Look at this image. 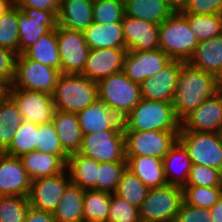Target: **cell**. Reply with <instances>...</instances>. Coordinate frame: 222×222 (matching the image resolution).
Instances as JSON below:
<instances>
[{"mask_svg": "<svg viewBox=\"0 0 222 222\" xmlns=\"http://www.w3.org/2000/svg\"><path fill=\"white\" fill-rule=\"evenodd\" d=\"M182 14H222V0H189Z\"/></svg>", "mask_w": 222, "mask_h": 222, "instance_id": "45", "label": "cell"}, {"mask_svg": "<svg viewBox=\"0 0 222 222\" xmlns=\"http://www.w3.org/2000/svg\"><path fill=\"white\" fill-rule=\"evenodd\" d=\"M127 49H90L82 75L98 82L123 70Z\"/></svg>", "mask_w": 222, "mask_h": 222, "instance_id": "18", "label": "cell"}, {"mask_svg": "<svg viewBox=\"0 0 222 222\" xmlns=\"http://www.w3.org/2000/svg\"><path fill=\"white\" fill-rule=\"evenodd\" d=\"M99 162L90 157L74 153L69 155L66 169L72 184L83 190H96Z\"/></svg>", "mask_w": 222, "mask_h": 222, "instance_id": "29", "label": "cell"}, {"mask_svg": "<svg viewBox=\"0 0 222 222\" xmlns=\"http://www.w3.org/2000/svg\"><path fill=\"white\" fill-rule=\"evenodd\" d=\"M198 43L181 12H174L159 25V49L172 60L188 62Z\"/></svg>", "mask_w": 222, "mask_h": 222, "instance_id": "4", "label": "cell"}, {"mask_svg": "<svg viewBox=\"0 0 222 222\" xmlns=\"http://www.w3.org/2000/svg\"><path fill=\"white\" fill-rule=\"evenodd\" d=\"M78 153L99 163L127 161L124 130H103L83 134L82 146Z\"/></svg>", "mask_w": 222, "mask_h": 222, "instance_id": "9", "label": "cell"}, {"mask_svg": "<svg viewBox=\"0 0 222 222\" xmlns=\"http://www.w3.org/2000/svg\"><path fill=\"white\" fill-rule=\"evenodd\" d=\"M185 62L172 60L153 77L146 78L140 84L141 97L154 101L173 102L178 76Z\"/></svg>", "mask_w": 222, "mask_h": 222, "instance_id": "16", "label": "cell"}, {"mask_svg": "<svg viewBox=\"0 0 222 222\" xmlns=\"http://www.w3.org/2000/svg\"><path fill=\"white\" fill-rule=\"evenodd\" d=\"M122 28L127 51L159 49V25L124 15Z\"/></svg>", "mask_w": 222, "mask_h": 222, "instance_id": "19", "label": "cell"}, {"mask_svg": "<svg viewBox=\"0 0 222 222\" xmlns=\"http://www.w3.org/2000/svg\"><path fill=\"white\" fill-rule=\"evenodd\" d=\"M0 46L19 54L18 7L15 4L0 16Z\"/></svg>", "mask_w": 222, "mask_h": 222, "instance_id": "37", "label": "cell"}, {"mask_svg": "<svg viewBox=\"0 0 222 222\" xmlns=\"http://www.w3.org/2000/svg\"><path fill=\"white\" fill-rule=\"evenodd\" d=\"M209 210L212 222H222V197Z\"/></svg>", "mask_w": 222, "mask_h": 222, "instance_id": "53", "label": "cell"}, {"mask_svg": "<svg viewBox=\"0 0 222 222\" xmlns=\"http://www.w3.org/2000/svg\"><path fill=\"white\" fill-rule=\"evenodd\" d=\"M29 207L28 197L17 195L0 196V221L24 222Z\"/></svg>", "mask_w": 222, "mask_h": 222, "instance_id": "42", "label": "cell"}, {"mask_svg": "<svg viewBox=\"0 0 222 222\" xmlns=\"http://www.w3.org/2000/svg\"><path fill=\"white\" fill-rule=\"evenodd\" d=\"M185 186L222 187V171L192 164Z\"/></svg>", "mask_w": 222, "mask_h": 222, "instance_id": "43", "label": "cell"}, {"mask_svg": "<svg viewBox=\"0 0 222 222\" xmlns=\"http://www.w3.org/2000/svg\"><path fill=\"white\" fill-rule=\"evenodd\" d=\"M19 158L31 181L62 173L67 166V163L58 155L42 153L38 150L23 154Z\"/></svg>", "mask_w": 222, "mask_h": 222, "instance_id": "25", "label": "cell"}, {"mask_svg": "<svg viewBox=\"0 0 222 222\" xmlns=\"http://www.w3.org/2000/svg\"><path fill=\"white\" fill-rule=\"evenodd\" d=\"M172 102L141 99L123 118V130L180 131Z\"/></svg>", "mask_w": 222, "mask_h": 222, "instance_id": "2", "label": "cell"}, {"mask_svg": "<svg viewBox=\"0 0 222 222\" xmlns=\"http://www.w3.org/2000/svg\"><path fill=\"white\" fill-rule=\"evenodd\" d=\"M24 222H56L50 212L29 207Z\"/></svg>", "mask_w": 222, "mask_h": 222, "instance_id": "50", "label": "cell"}, {"mask_svg": "<svg viewBox=\"0 0 222 222\" xmlns=\"http://www.w3.org/2000/svg\"><path fill=\"white\" fill-rule=\"evenodd\" d=\"M85 190L70 183L52 213L56 222H83Z\"/></svg>", "mask_w": 222, "mask_h": 222, "instance_id": "31", "label": "cell"}, {"mask_svg": "<svg viewBox=\"0 0 222 222\" xmlns=\"http://www.w3.org/2000/svg\"><path fill=\"white\" fill-rule=\"evenodd\" d=\"M219 135H220V138H221V140H222V127H221V130H220V132H219Z\"/></svg>", "mask_w": 222, "mask_h": 222, "instance_id": "57", "label": "cell"}, {"mask_svg": "<svg viewBox=\"0 0 222 222\" xmlns=\"http://www.w3.org/2000/svg\"><path fill=\"white\" fill-rule=\"evenodd\" d=\"M188 63L207 73L222 78V34L209 40L200 41Z\"/></svg>", "mask_w": 222, "mask_h": 222, "instance_id": "24", "label": "cell"}, {"mask_svg": "<svg viewBox=\"0 0 222 222\" xmlns=\"http://www.w3.org/2000/svg\"><path fill=\"white\" fill-rule=\"evenodd\" d=\"M125 15L124 0H94L93 22L103 25L122 22Z\"/></svg>", "mask_w": 222, "mask_h": 222, "instance_id": "41", "label": "cell"}, {"mask_svg": "<svg viewBox=\"0 0 222 222\" xmlns=\"http://www.w3.org/2000/svg\"><path fill=\"white\" fill-rule=\"evenodd\" d=\"M126 156L163 159L178 140L179 131L124 130Z\"/></svg>", "mask_w": 222, "mask_h": 222, "instance_id": "10", "label": "cell"}, {"mask_svg": "<svg viewBox=\"0 0 222 222\" xmlns=\"http://www.w3.org/2000/svg\"><path fill=\"white\" fill-rule=\"evenodd\" d=\"M222 197V187L184 186V203L198 207L210 208Z\"/></svg>", "mask_w": 222, "mask_h": 222, "instance_id": "40", "label": "cell"}, {"mask_svg": "<svg viewBox=\"0 0 222 222\" xmlns=\"http://www.w3.org/2000/svg\"><path fill=\"white\" fill-rule=\"evenodd\" d=\"M15 131L13 125L0 124V153H3L10 146Z\"/></svg>", "mask_w": 222, "mask_h": 222, "instance_id": "51", "label": "cell"}, {"mask_svg": "<svg viewBox=\"0 0 222 222\" xmlns=\"http://www.w3.org/2000/svg\"><path fill=\"white\" fill-rule=\"evenodd\" d=\"M219 82H220L219 91L222 93V78L219 80Z\"/></svg>", "mask_w": 222, "mask_h": 222, "instance_id": "56", "label": "cell"}, {"mask_svg": "<svg viewBox=\"0 0 222 222\" xmlns=\"http://www.w3.org/2000/svg\"><path fill=\"white\" fill-rule=\"evenodd\" d=\"M37 124L22 121L14 133L10 146L3 152L13 157L32 152L36 147Z\"/></svg>", "mask_w": 222, "mask_h": 222, "instance_id": "36", "label": "cell"}, {"mask_svg": "<svg viewBox=\"0 0 222 222\" xmlns=\"http://www.w3.org/2000/svg\"><path fill=\"white\" fill-rule=\"evenodd\" d=\"M127 168V161L101 162L98 167L96 191L114 193L122 173Z\"/></svg>", "mask_w": 222, "mask_h": 222, "instance_id": "38", "label": "cell"}, {"mask_svg": "<svg viewBox=\"0 0 222 222\" xmlns=\"http://www.w3.org/2000/svg\"><path fill=\"white\" fill-rule=\"evenodd\" d=\"M59 11L18 8L19 54L58 25Z\"/></svg>", "mask_w": 222, "mask_h": 222, "instance_id": "12", "label": "cell"}, {"mask_svg": "<svg viewBox=\"0 0 222 222\" xmlns=\"http://www.w3.org/2000/svg\"><path fill=\"white\" fill-rule=\"evenodd\" d=\"M52 98L55 109L78 113L98 99L97 82L82 74L61 73Z\"/></svg>", "mask_w": 222, "mask_h": 222, "instance_id": "3", "label": "cell"}, {"mask_svg": "<svg viewBox=\"0 0 222 222\" xmlns=\"http://www.w3.org/2000/svg\"><path fill=\"white\" fill-rule=\"evenodd\" d=\"M82 134L103 130H123V119L98 99L76 113Z\"/></svg>", "mask_w": 222, "mask_h": 222, "instance_id": "21", "label": "cell"}, {"mask_svg": "<svg viewBox=\"0 0 222 222\" xmlns=\"http://www.w3.org/2000/svg\"><path fill=\"white\" fill-rule=\"evenodd\" d=\"M98 100L107 105L122 119L142 99L140 84L132 82L123 71L97 82Z\"/></svg>", "mask_w": 222, "mask_h": 222, "instance_id": "5", "label": "cell"}, {"mask_svg": "<svg viewBox=\"0 0 222 222\" xmlns=\"http://www.w3.org/2000/svg\"><path fill=\"white\" fill-rule=\"evenodd\" d=\"M183 200V188L166 184L149 189L139 209L140 220L174 222Z\"/></svg>", "mask_w": 222, "mask_h": 222, "instance_id": "6", "label": "cell"}, {"mask_svg": "<svg viewBox=\"0 0 222 222\" xmlns=\"http://www.w3.org/2000/svg\"><path fill=\"white\" fill-rule=\"evenodd\" d=\"M84 35L89 49H126L122 22L108 25L92 22L84 31Z\"/></svg>", "mask_w": 222, "mask_h": 222, "instance_id": "26", "label": "cell"}, {"mask_svg": "<svg viewBox=\"0 0 222 222\" xmlns=\"http://www.w3.org/2000/svg\"><path fill=\"white\" fill-rule=\"evenodd\" d=\"M139 209L127 200L111 193L107 222H140Z\"/></svg>", "mask_w": 222, "mask_h": 222, "instance_id": "44", "label": "cell"}, {"mask_svg": "<svg viewBox=\"0 0 222 222\" xmlns=\"http://www.w3.org/2000/svg\"><path fill=\"white\" fill-rule=\"evenodd\" d=\"M14 4V0H0V16L8 11Z\"/></svg>", "mask_w": 222, "mask_h": 222, "instance_id": "55", "label": "cell"}, {"mask_svg": "<svg viewBox=\"0 0 222 222\" xmlns=\"http://www.w3.org/2000/svg\"><path fill=\"white\" fill-rule=\"evenodd\" d=\"M125 15L160 25L174 12L166 0H124Z\"/></svg>", "mask_w": 222, "mask_h": 222, "instance_id": "30", "label": "cell"}, {"mask_svg": "<svg viewBox=\"0 0 222 222\" xmlns=\"http://www.w3.org/2000/svg\"><path fill=\"white\" fill-rule=\"evenodd\" d=\"M31 179L19 157L0 153V196L28 197Z\"/></svg>", "mask_w": 222, "mask_h": 222, "instance_id": "20", "label": "cell"}, {"mask_svg": "<svg viewBox=\"0 0 222 222\" xmlns=\"http://www.w3.org/2000/svg\"><path fill=\"white\" fill-rule=\"evenodd\" d=\"M149 188L128 168L124 170L114 192L139 208L147 196Z\"/></svg>", "mask_w": 222, "mask_h": 222, "instance_id": "34", "label": "cell"}, {"mask_svg": "<svg viewBox=\"0 0 222 222\" xmlns=\"http://www.w3.org/2000/svg\"><path fill=\"white\" fill-rule=\"evenodd\" d=\"M198 42L212 39L222 34V14H183Z\"/></svg>", "mask_w": 222, "mask_h": 222, "instance_id": "35", "label": "cell"}, {"mask_svg": "<svg viewBox=\"0 0 222 222\" xmlns=\"http://www.w3.org/2000/svg\"><path fill=\"white\" fill-rule=\"evenodd\" d=\"M222 127V93L205 100L181 121L180 131L219 133Z\"/></svg>", "mask_w": 222, "mask_h": 222, "instance_id": "17", "label": "cell"}, {"mask_svg": "<svg viewBox=\"0 0 222 222\" xmlns=\"http://www.w3.org/2000/svg\"><path fill=\"white\" fill-rule=\"evenodd\" d=\"M23 54L28 59L56 68L61 72L56 29H51L45 35H42Z\"/></svg>", "mask_w": 222, "mask_h": 222, "instance_id": "32", "label": "cell"}, {"mask_svg": "<svg viewBox=\"0 0 222 222\" xmlns=\"http://www.w3.org/2000/svg\"><path fill=\"white\" fill-rule=\"evenodd\" d=\"M111 193L85 190L83 201V222H107Z\"/></svg>", "mask_w": 222, "mask_h": 222, "instance_id": "33", "label": "cell"}, {"mask_svg": "<svg viewBox=\"0 0 222 222\" xmlns=\"http://www.w3.org/2000/svg\"><path fill=\"white\" fill-rule=\"evenodd\" d=\"M51 122L63 150L68 155L78 153L82 146L83 134L76 113L55 109Z\"/></svg>", "mask_w": 222, "mask_h": 222, "instance_id": "23", "label": "cell"}, {"mask_svg": "<svg viewBox=\"0 0 222 222\" xmlns=\"http://www.w3.org/2000/svg\"><path fill=\"white\" fill-rule=\"evenodd\" d=\"M178 141L186 149L192 164L222 171V140L219 133L179 131Z\"/></svg>", "mask_w": 222, "mask_h": 222, "instance_id": "8", "label": "cell"}, {"mask_svg": "<svg viewBox=\"0 0 222 222\" xmlns=\"http://www.w3.org/2000/svg\"><path fill=\"white\" fill-rule=\"evenodd\" d=\"M174 222H212L208 208H198L182 203Z\"/></svg>", "mask_w": 222, "mask_h": 222, "instance_id": "46", "label": "cell"}, {"mask_svg": "<svg viewBox=\"0 0 222 222\" xmlns=\"http://www.w3.org/2000/svg\"><path fill=\"white\" fill-rule=\"evenodd\" d=\"M168 6L173 10V12H181L187 6L189 0H166Z\"/></svg>", "mask_w": 222, "mask_h": 222, "instance_id": "54", "label": "cell"}, {"mask_svg": "<svg viewBox=\"0 0 222 222\" xmlns=\"http://www.w3.org/2000/svg\"><path fill=\"white\" fill-rule=\"evenodd\" d=\"M70 183L67 169L54 176L32 180L28 195L29 205L37 210L53 213Z\"/></svg>", "mask_w": 222, "mask_h": 222, "instance_id": "14", "label": "cell"}, {"mask_svg": "<svg viewBox=\"0 0 222 222\" xmlns=\"http://www.w3.org/2000/svg\"><path fill=\"white\" fill-rule=\"evenodd\" d=\"M126 160L127 168L149 189L168 184L162 159L149 156H126Z\"/></svg>", "mask_w": 222, "mask_h": 222, "instance_id": "28", "label": "cell"}, {"mask_svg": "<svg viewBox=\"0 0 222 222\" xmlns=\"http://www.w3.org/2000/svg\"><path fill=\"white\" fill-rule=\"evenodd\" d=\"M162 161L167 183L183 188L192 166L191 158L184 146L177 140Z\"/></svg>", "mask_w": 222, "mask_h": 222, "instance_id": "27", "label": "cell"}, {"mask_svg": "<svg viewBox=\"0 0 222 222\" xmlns=\"http://www.w3.org/2000/svg\"><path fill=\"white\" fill-rule=\"evenodd\" d=\"M172 59L160 49L149 51H128L123 72L132 82L141 84L166 67Z\"/></svg>", "mask_w": 222, "mask_h": 222, "instance_id": "15", "label": "cell"}, {"mask_svg": "<svg viewBox=\"0 0 222 222\" xmlns=\"http://www.w3.org/2000/svg\"><path fill=\"white\" fill-rule=\"evenodd\" d=\"M12 82L8 78L0 76V103L10 97Z\"/></svg>", "mask_w": 222, "mask_h": 222, "instance_id": "52", "label": "cell"}, {"mask_svg": "<svg viewBox=\"0 0 222 222\" xmlns=\"http://www.w3.org/2000/svg\"><path fill=\"white\" fill-rule=\"evenodd\" d=\"M60 70L28 59L23 53L15 59L12 87L53 94Z\"/></svg>", "mask_w": 222, "mask_h": 222, "instance_id": "7", "label": "cell"}, {"mask_svg": "<svg viewBox=\"0 0 222 222\" xmlns=\"http://www.w3.org/2000/svg\"><path fill=\"white\" fill-rule=\"evenodd\" d=\"M56 34L61 73L82 74L90 50L84 32L68 30L57 25Z\"/></svg>", "mask_w": 222, "mask_h": 222, "instance_id": "11", "label": "cell"}, {"mask_svg": "<svg viewBox=\"0 0 222 222\" xmlns=\"http://www.w3.org/2000/svg\"><path fill=\"white\" fill-rule=\"evenodd\" d=\"M35 150L51 155H58L66 163L69 155L63 150L57 132L52 122L37 124V138Z\"/></svg>", "mask_w": 222, "mask_h": 222, "instance_id": "39", "label": "cell"}, {"mask_svg": "<svg viewBox=\"0 0 222 222\" xmlns=\"http://www.w3.org/2000/svg\"><path fill=\"white\" fill-rule=\"evenodd\" d=\"M16 54L0 46V76L8 78L11 82L14 78Z\"/></svg>", "mask_w": 222, "mask_h": 222, "instance_id": "48", "label": "cell"}, {"mask_svg": "<svg viewBox=\"0 0 222 222\" xmlns=\"http://www.w3.org/2000/svg\"><path fill=\"white\" fill-rule=\"evenodd\" d=\"M22 121L21 113L10 97L0 103V124L13 125L17 129Z\"/></svg>", "mask_w": 222, "mask_h": 222, "instance_id": "47", "label": "cell"}, {"mask_svg": "<svg viewBox=\"0 0 222 222\" xmlns=\"http://www.w3.org/2000/svg\"><path fill=\"white\" fill-rule=\"evenodd\" d=\"M219 79L185 62L180 70L173 106L176 117L182 121L205 100L219 92Z\"/></svg>", "mask_w": 222, "mask_h": 222, "instance_id": "1", "label": "cell"}, {"mask_svg": "<svg viewBox=\"0 0 222 222\" xmlns=\"http://www.w3.org/2000/svg\"><path fill=\"white\" fill-rule=\"evenodd\" d=\"M62 0H14L18 8H33L46 11H59Z\"/></svg>", "mask_w": 222, "mask_h": 222, "instance_id": "49", "label": "cell"}, {"mask_svg": "<svg viewBox=\"0 0 222 222\" xmlns=\"http://www.w3.org/2000/svg\"><path fill=\"white\" fill-rule=\"evenodd\" d=\"M10 98L16 104L24 121L38 125L51 122L55 111L51 94L11 87Z\"/></svg>", "mask_w": 222, "mask_h": 222, "instance_id": "13", "label": "cell"}, {"mask_svg": "<svg viewBox=\"0 0 222 222\" xmlns=\"http://www.w3.org/2000/svg\"><path fill=\"white\" fill-rule=\"evenodd\" d=\"M94 0H62L58 13V26L84 32L93 22Z\"/></svg>", "mask_w": 222, "mask_h": 222, "instance_id": "22", "label": "cell"}]
</instances>
